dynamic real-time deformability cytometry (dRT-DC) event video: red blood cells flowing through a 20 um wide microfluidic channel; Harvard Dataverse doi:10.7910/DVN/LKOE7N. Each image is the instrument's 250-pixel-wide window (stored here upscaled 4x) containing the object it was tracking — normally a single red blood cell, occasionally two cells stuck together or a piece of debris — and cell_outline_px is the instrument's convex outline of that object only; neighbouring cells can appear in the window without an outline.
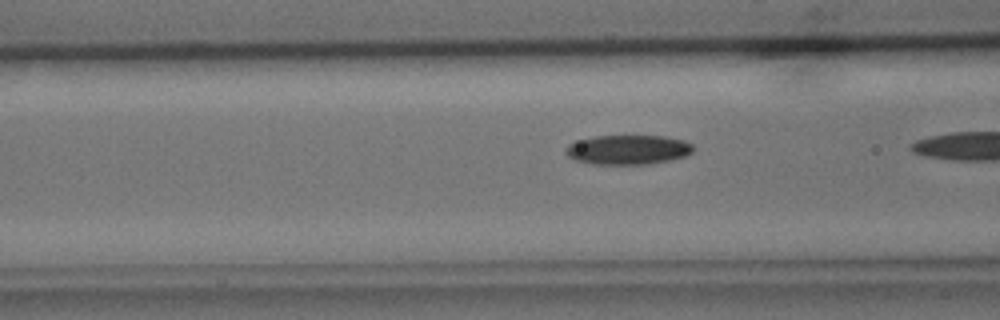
{"species": "common noctule bat (a hibernating species)", "species_latin": "Nyctalus noctula", "temperature_condition": "cold", "stored_images_in_passage": 17, "camera_frame_rate_fps": 3000, "um_per_image_px": 0.085, "animal": {"sex": "male", "body_mass_g": 15.6}, "frame": {"image": 1, "passage_image": 16, "time_ms": 5.0, "image_size_px": [1000, 320], "cell_outline_px": [[696, 148], [692, 152], [684, 156], [668, 160], [648, 164], [592, 164], [576, 160], [568, 156], [564, 152], [564, 148], [568, 144], [576, 140], [596, 136], [664, 136], [684, 140], [692, 144]], "centroid_in_image_um": [53.35, 12.72], "position_along_channel_um": 113.2, "area_um2": 22.02}}